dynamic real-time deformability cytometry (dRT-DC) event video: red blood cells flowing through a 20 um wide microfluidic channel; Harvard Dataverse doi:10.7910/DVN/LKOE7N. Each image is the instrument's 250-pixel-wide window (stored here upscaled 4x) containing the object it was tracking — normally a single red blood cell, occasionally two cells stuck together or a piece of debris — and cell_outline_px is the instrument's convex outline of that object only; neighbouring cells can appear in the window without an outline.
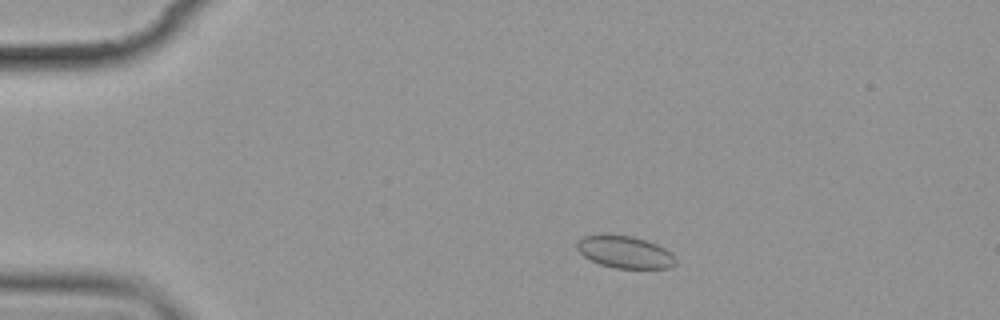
{"species": "common noctule bat (a hibernating species)", "species_latin": "Nyctalus noctula", "temperature_condition": "cold", "stored_images_in_passage": 5, "camera_frame_rate_fps": 3000, "um_per_image_px": 0.085, "animal": {"sex": "female", "body_mass_g": 19.9}, "frame": {"image": 1, "passage_image": 3, "time_ms": 2.333, "image_size_px": [1000, 320], "cell_outline_px": [[676, 264], [668, 268], [616, 268], [600, 264], [584, 256], [576, 248], [576, 244], [584, 236], [632, 236], [656, 244], [664, 248], [676, 260]], "centroid_in_image_um": [53.12, 21.45], "position_along_channel_um": 31.9, "area_um2": 17.86}}